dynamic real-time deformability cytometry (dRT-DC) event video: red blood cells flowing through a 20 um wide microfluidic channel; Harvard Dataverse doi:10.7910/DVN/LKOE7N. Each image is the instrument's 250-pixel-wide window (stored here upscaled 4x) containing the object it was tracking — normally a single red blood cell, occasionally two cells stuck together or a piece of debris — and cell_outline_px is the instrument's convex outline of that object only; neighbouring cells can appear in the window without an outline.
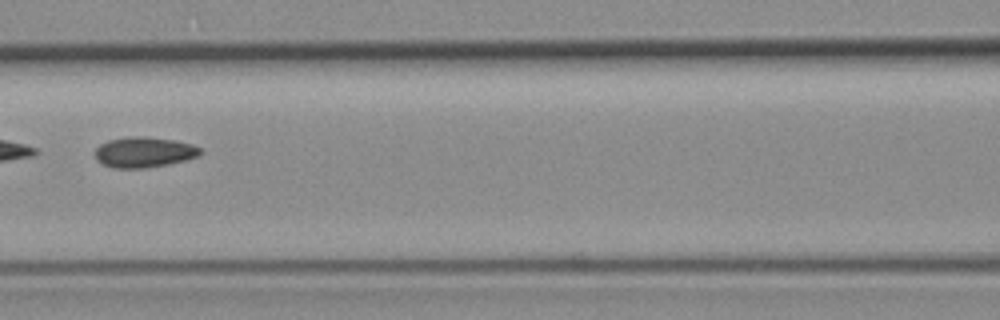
{"species": "common noctule bat (a hibernating species)", "species_latin": "Nyctalus noctula", "temperature_condition": "room temperature", "stored_images_in_passage": 9, "camera_frame_rate_fps": 3000, "um_per_image_px": 0.085, "animal": {"sex": "female", "body_mass_g": 19.3, "forearm_length_mm": 54.1}, "frame": {"image": 1, "passage_image": 7, "time_ms": 2.0, "image_size_px": [1000, 320], "cell_outline_px": [[200, 152], [196, 156], [184, 160], [168, 164], [144, 168], [112, 168], [96, 160], [96, 148], [100, 144], [108, 140], [128, 136], [148, 136], [176, 140], [192, 144], [200, 148]], "centroid_in_image_um": [12.21, 12.92], "position_along_channel_um": 154.4, "area_um2": 18.67}}
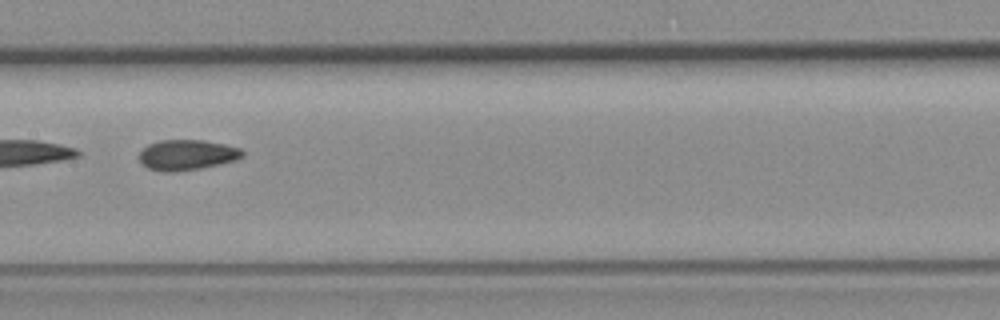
{"frame": {"image": 2, "passage_image": 8, "time_ms": 2.333, "image_size_px": [1000, 320], "cell_outline_px": [[244, 156], [236, 160], [200, 168], [172, 172], [164, 172], [148, 168], [140, 160], [140, 152], [148, 144], [160, 140], [204, 140], [224, 144], [240, 148], [244, 152]], "centroid_in_image_um": [15.91, 13.16], "position_along_channel_um": 191.5, "area_um2": 18.15}}
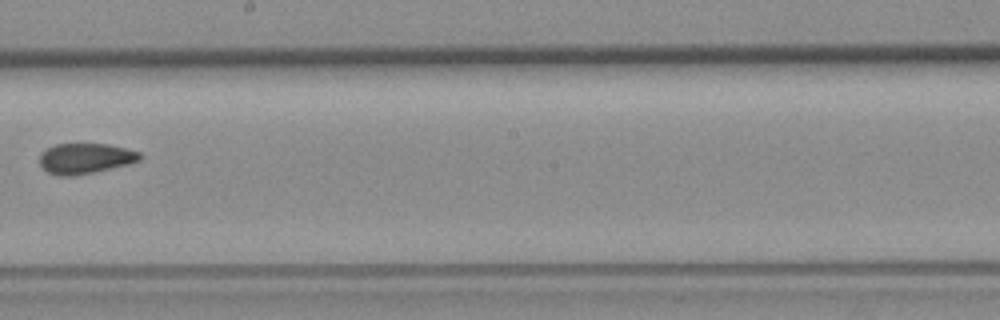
{"frame": {"image": 3, "passage_image": 9, "time_ms": 2.667, "image_size_px": [1000, 320], "cell_outline_px": [[144, 156], [140, 160], [128, 164], [92, 172], [72, 176], [60, 176], [48, 172], [40, 164], [40, 152], [56, 144], [108, 144], [128, 148], [140, 152]], "centroid_in_image_um": [7.28, 13.45], "position_along_channel_um": 240.9, "area_um2": 17.74}}